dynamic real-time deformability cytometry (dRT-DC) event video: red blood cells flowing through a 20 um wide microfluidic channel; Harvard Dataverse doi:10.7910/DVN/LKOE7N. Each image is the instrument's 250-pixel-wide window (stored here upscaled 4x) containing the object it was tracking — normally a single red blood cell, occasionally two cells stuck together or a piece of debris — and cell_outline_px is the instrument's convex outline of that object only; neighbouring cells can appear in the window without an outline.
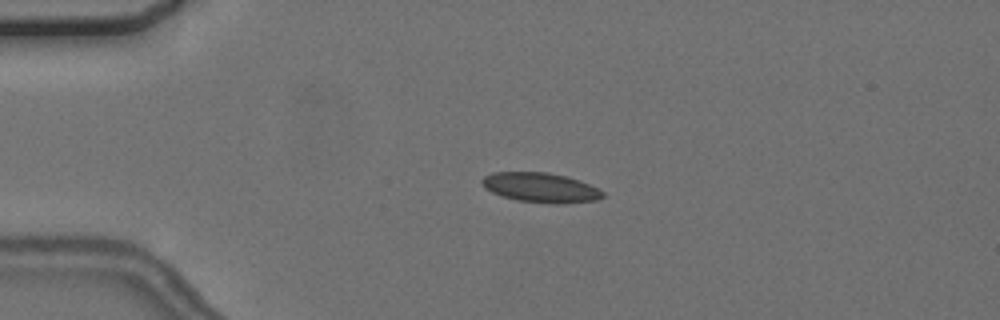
{"species": "common noctule bat (a hibernating species)", "species_latin": "Nyctalus noctula", "temperature_condition": "cold", "stored_images_in_passage": 4, "camera_frame_rate_fps": 3000, "um_per_image_px": 0.085, "animal": {"sex": "female", "body_mass_g": 24.6, "forearm_length_mm": 56.2}, "frame": {"image": 1, "passage_image": 3, "time_ms": 2.333, "image_size_px": [1000, 320], "cell_outline_px": [[604, 196], [596, 200], [560, 204], [556, 204], [520, 200], [504, 196], [492, 192], [484, 188], [480, 180], [484, 176], [492, 172], [548, 172], [568, 176], [580, 180], [604, 192]], "centroid_in_image_um": [45.95, 15.93], "position_along_channel_um": 39.1, "area_um2": 20.81}}